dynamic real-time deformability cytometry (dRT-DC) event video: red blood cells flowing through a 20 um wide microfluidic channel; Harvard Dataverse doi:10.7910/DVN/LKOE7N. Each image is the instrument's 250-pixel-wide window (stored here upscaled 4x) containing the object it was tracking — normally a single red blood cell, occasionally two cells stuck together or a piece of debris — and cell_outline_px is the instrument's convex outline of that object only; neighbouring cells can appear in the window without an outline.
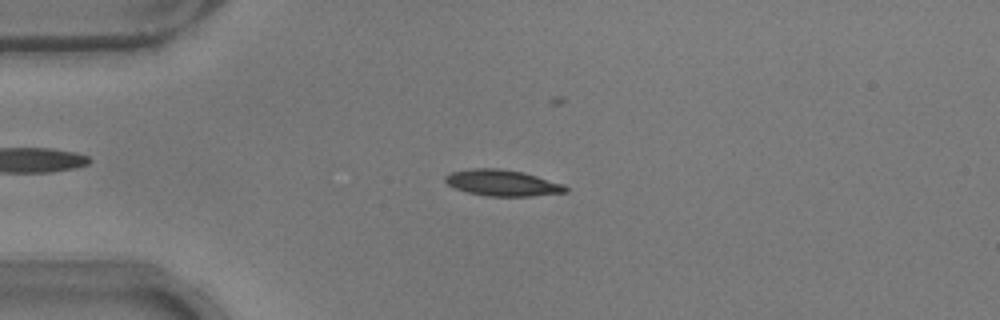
{"species": "common noctule bat (a hibernating species)", "species_latin": "Nyctalus noctula", "temperature_condition": "warm", "stored_images_in_passage": 54, "camera_frame_rate_fps": 3000, "um_per_image_px": 0.085, "animal": {"sex": "male", "body_mass_g": 17.9}, "frame": {"image": 1, "passage_image": 13, "time_ms": 4.0, "image_size_px": [1000, 320], "cell_outline_px": [[568, 192], [532, 196], [488, 196], [468, 192], [456, 188], [448, 184], [444, 180], [444, 176], [452, 172], [472, 168], [500, 168], [524, 172], [564, 184], [568, 188]], "centroid_in_image_um": [42.73, 15.54], "position_along_channel_um": 42.3, "area_um2": 18.38}}
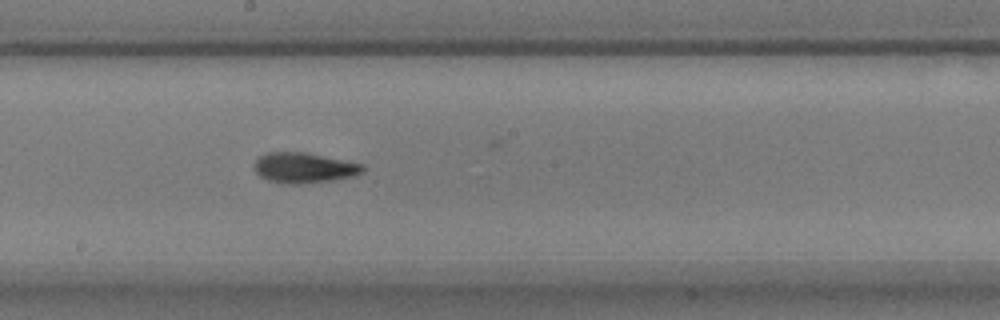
{"frame": {"image": 2, "passage_image": 29, "time_ms": 9.333, "image_size_px": [1000, 320], "cell_outline_px": [[364, 172], [352, 176], [332, 180], [296, 184], [288, 184], [268, 180], [260, 176], [256, 172], [256, 160], [260, 156], [268, 152], [304, 152], [364, 164]], "centroid_in_image_um": [25.86, 14.26], "position_along_channel_um": 222.3, "area_um2": 18.9}}
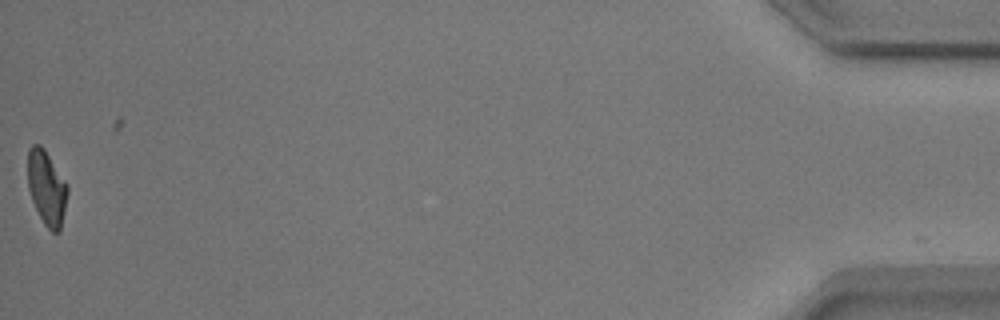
{"frame": {"image": 3, "passage_image": 53, "time_ms": 17.333, "image_size_px": [1000, 320], "cell_outline_px": [[68, 192], [60, 232], [52, 232], [44, 224], [32, 200], [28, 188], [28, 148], [32, 144], [40, 144], [44, 148], [68, 184]], "centroid_in_image_um": [3.97, 15.94], "position_along_channel_um": 431.2, "area_um2": 17.28}, "authors_computed_cell_mechanics": {"area_um2": 18.1492, "velocity_mm_per_s": 3.8097, "shape_relaxation_time_tau1_ms": 3.9179, "shape_relaxation_time_tau2_ms": 1.3259, "deformation_change_tau1": 0.1664, "deformation_change_tau2": 0.0681}}